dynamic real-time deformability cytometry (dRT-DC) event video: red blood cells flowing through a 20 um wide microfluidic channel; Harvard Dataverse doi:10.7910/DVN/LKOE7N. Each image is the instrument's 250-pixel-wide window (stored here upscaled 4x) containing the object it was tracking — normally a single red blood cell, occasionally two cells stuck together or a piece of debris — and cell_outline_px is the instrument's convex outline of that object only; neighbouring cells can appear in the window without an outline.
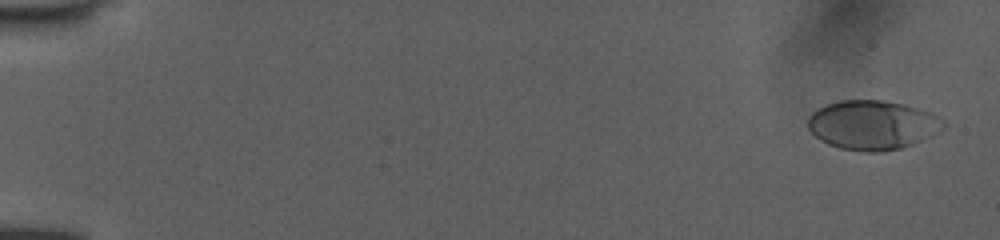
{"species": "human", "species_latin": "Homo sapiens", "temperature_condition": "room temperature", "stored_images_in_passage": 53, "camera_frame_rate_fps": 3000, "um_per_image_px": 0.085, "donor": {"sex": "female"}, "frame": {"image": 1, "passage_image": 2, "time_ms": 0.333, "image_size_px": [1000, 240], "cell_outline_px": [[948, 124], [940, 132], [912, 144], [900, 148], [876, 152], [864, 152], [840, 148], [828, 144], [820, 140], [808, 128], [808, 116], [816, 108], [840, 100], [880, 100], [904, 104], [932, 112], [944, 120]], "centroid_in_image_um": [74.18, 10.62], "position_along_channel_um": 10.8, "area_um2": 39.13}}
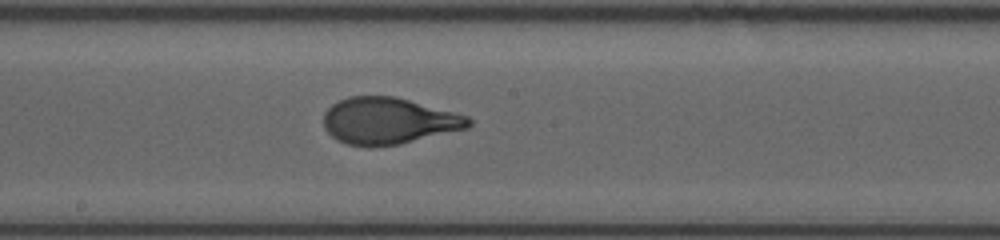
{"frame": {"image": 2, "passage_image": 30, "time_ms": 9.667, "image_size_px": [1000, 240], "cell_outline_px": [[472, 124], [468, 128], [400, 144], [348, 144], [336, 140], [324, 128], [324, 112], [332, 104], [348, 96], [396, 96], [468, 116], [472, 120]], "centroid_in_image_um": [33.04, 10.24], "position_along_channel_um": 215.2, "area_um2": 38.84}}
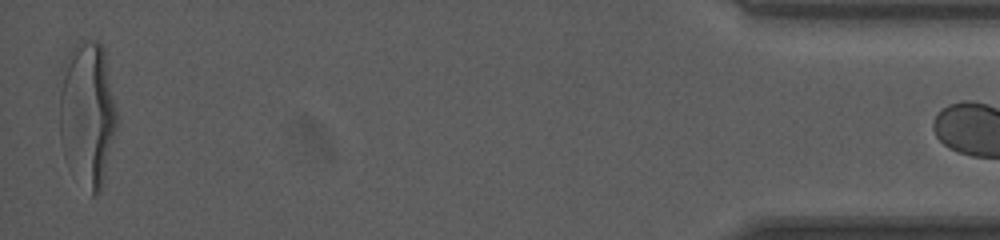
{"frame": {"image": 3, "passage_image": 52, "time_ms": 17.0, "image_size_px": [1000, 240], "cell_outline_px": [[116, 128], [100, 192], [96, 196], [92, 196], [60, 140], [60, 92], [68, 56], [72, 48], [80, 40], [96, 40], [104, 48], [116, 108]], "centroid_in_image_um": [7.47, 9.55], "position_along_channel_um": 427.7, "area_um2": 46.36}}